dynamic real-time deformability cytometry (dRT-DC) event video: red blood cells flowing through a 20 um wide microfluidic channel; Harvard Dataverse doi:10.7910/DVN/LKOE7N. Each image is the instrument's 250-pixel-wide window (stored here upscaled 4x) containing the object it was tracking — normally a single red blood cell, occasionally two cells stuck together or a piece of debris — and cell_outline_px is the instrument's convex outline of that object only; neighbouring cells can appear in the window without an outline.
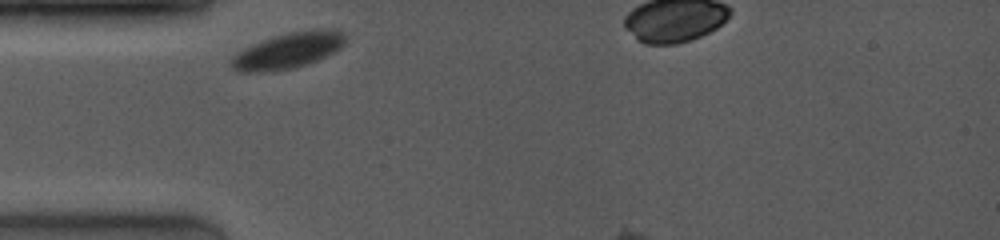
{"species": "common noctule bat (a hibernating species)", "species_latin": "Nyctalus noctula", "temperature_condition": "room temperature", "stored_images_in_passage": 4, "camera_frame_rate_fps": 4000, "um_per_image_px": 0.085, "animal": {"sex": "female", "body_mass_g": 19.0, "forearm_length_mm": 53.3}, "frame": {"image": 1, "passage_image": 1, "time_ms": 0.0, "image_size_px": [1000, 240], "cell_outline_px": [[344, 44], [340, 48], [316, 60], [296, 68], [264, 72], [236, 72], [232, 68], [232, 56], [236, 52], [244, 48], [264, 40], [276, 36], [292, 32], [320, 28], [344, 32]], "centroid_in_image_um": [24.45, 4.32], "position_along_channel_um": 60.6, "area_um2": 23.41}}